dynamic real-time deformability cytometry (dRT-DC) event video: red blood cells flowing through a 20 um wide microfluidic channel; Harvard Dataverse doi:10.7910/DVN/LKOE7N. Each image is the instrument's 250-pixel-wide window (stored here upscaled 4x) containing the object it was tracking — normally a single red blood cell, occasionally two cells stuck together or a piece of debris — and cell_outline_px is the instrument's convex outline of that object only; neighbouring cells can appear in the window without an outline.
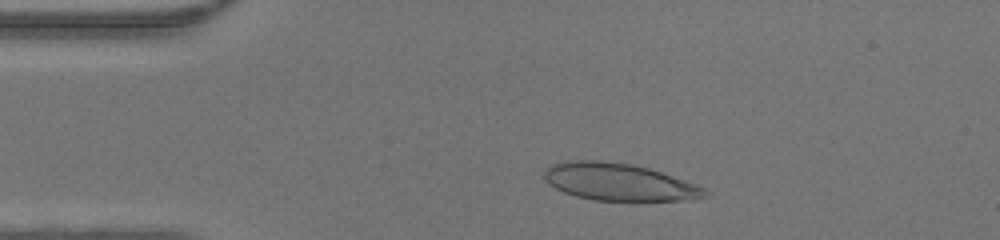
{"species": "human", "species_latin": "Homo sapiens", "temperature_condition": "warm", "stored_images_in_passage": 43, "camera_frame_rate_fps": 3000, "um_per_image_px": 0.085, "donor": {"sex": "male"}, "frame": {"image": 1, "passage_image": 6, "time_ms": 1.667, "image_size_px": [1000, 240], "cell_outline_px": [[712, 196], [692, 200], [636, 204], [592, 200], [576, 196], [564, 192], [556, 188], [544, 180], [544, 168], [552, 164], [568, 160], [600, 160], [632, 164], [648, 168], [696, 184], [712, 192]], "centroid_in_image_um": [52.7, 15.53], "position_along_channel_um": 32.3, "area_um2": 36.47}}
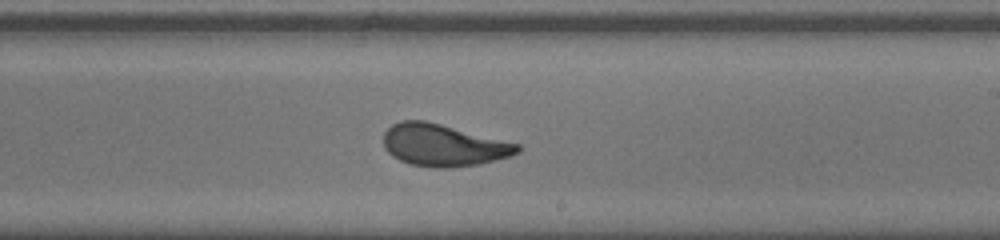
{"frame": {"image": 2, "passage_image": 24, "time_ms": 7.667, "image_size_px": [1000, 240], "cell_outline_px": [[524, 148], [520, 152], [512, 156], [480, 164], [448, 168], [436, 168], [408, 164], [392, 156], [384, 148], [384, 132], [392, 124], [400, 120], [424, 120], [520, 144]], "centroid_in_image_um": [37.7, 12.35], "position_along_channel_um": 251.3, "area_um2": 33.0}}
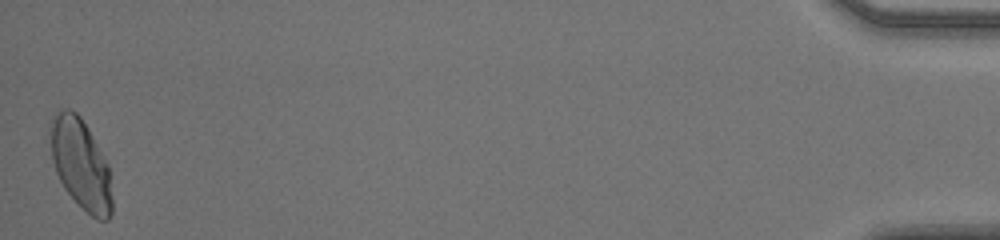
{"frame": {"image": 3, "passage_image": 43, "time_ms": 14.0, "image_size_px": [1000, 240], "cell_outline_px": [[112, 212], [108, 220], [96, 220], [64, 188], [56, 172], [52, 160], [52, 120], [56, 112], [64, 108], [68, 108], [76, 112], [80, 116], [104, 156], [108, 164], [112, 200]], "centroid_in_image_um": [6.89, 13.96], "position_along_channel_um": 428.3, "area_um2": 31.73}}